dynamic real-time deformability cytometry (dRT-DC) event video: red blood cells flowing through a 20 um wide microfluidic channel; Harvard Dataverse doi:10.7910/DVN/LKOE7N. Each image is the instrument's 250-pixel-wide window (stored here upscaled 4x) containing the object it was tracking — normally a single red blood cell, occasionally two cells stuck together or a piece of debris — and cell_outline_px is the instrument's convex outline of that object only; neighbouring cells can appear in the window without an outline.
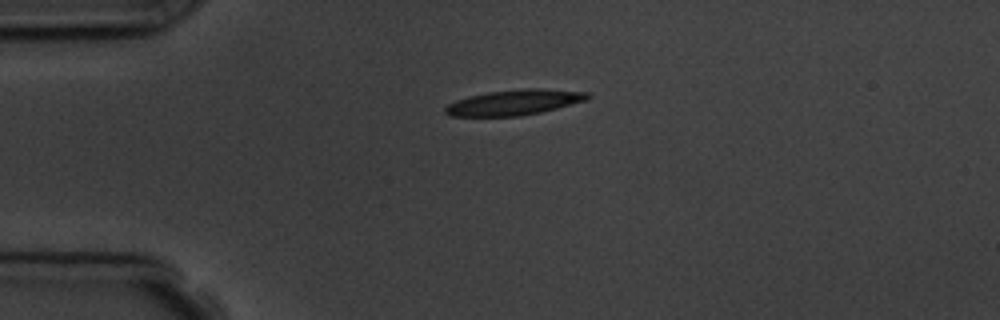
{"species": "common noctule bat (a hibernating species)", "species_latin": "Nyctalus noctula", "temperature_condition": "room temperature", "stored_images_in_passage": 4, "camera_frame_rate_fps": 3000, "um_per_image_px": 0.085, "animal": {"sex": "male", "body_mass_g": 19.5, "forearm_length_mm": 54.6}, "frame": {"image": 1, "passage_image": 1, "time_ms": 0.0, "image_size_px": [1000, 320], "cell_outline_px": [[592, 96], [588, 100], [540, 112], [520, 116], [452, 116], [444, 112], [444, 108], [448, 104], [456, 100], [468, 96], [488, 92], [524, 88], [540, 88], [588, 92]], "centroid_in_image_um": [43.73, 8.69], "position_along_channel_um": 41.3, "area_um2": 21.1}}